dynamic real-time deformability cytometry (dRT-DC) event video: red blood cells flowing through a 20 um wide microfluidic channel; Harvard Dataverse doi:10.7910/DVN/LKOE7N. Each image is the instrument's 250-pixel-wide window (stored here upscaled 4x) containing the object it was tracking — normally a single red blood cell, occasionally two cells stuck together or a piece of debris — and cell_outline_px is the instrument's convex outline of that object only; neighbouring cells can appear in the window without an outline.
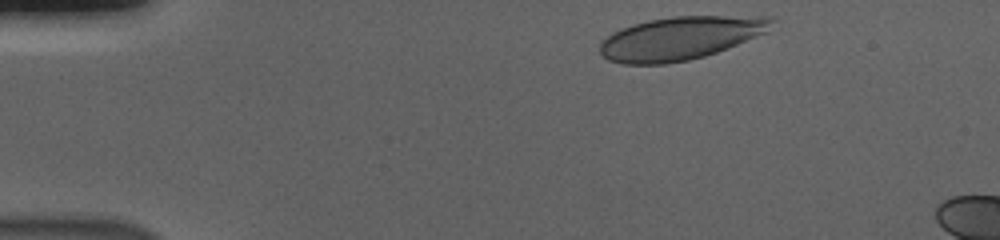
{"species": "human", "species_latin": "Homo sapiens", "temperature_condition": "cold", "stored_images_in_passage": 9, "camera_frame_rate_fps": 3000, "um_per_image_px": 0.085, "donor": {"sex": "male"}, "frame": {"image": 1, "passage_image": 2, "time_ms": 0.333, "image_size_px": [1000, 240], "cell_outline_px": [[776, 20], [768, 32], [728, 48], [704, 56], [688, 60], [664, 64], [624, 64], [608, 60], [600, 52], [600, 44], [612, 32], [632, 24], [648, 20], [672, 16], [772, 16]], "centroid_in_image_um": [57.87, 3.23], "position_along_channel_um": 27.1, "area_um2": 43.35}}